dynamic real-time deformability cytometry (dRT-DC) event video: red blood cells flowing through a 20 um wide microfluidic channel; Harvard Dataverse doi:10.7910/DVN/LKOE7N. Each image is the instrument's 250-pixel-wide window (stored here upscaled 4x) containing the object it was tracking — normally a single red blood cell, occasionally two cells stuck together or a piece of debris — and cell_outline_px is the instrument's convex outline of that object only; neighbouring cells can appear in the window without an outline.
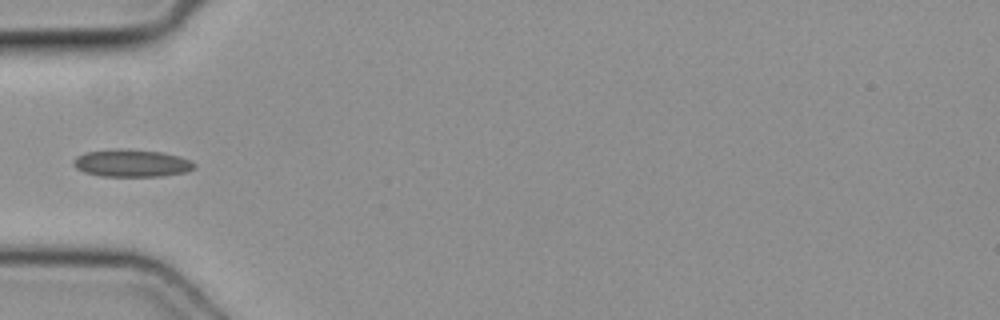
{"species": "common noctule bat (a hibernating species)", "species_latin": "Nyctalus noctula", "temperature_condition": "cold", "stored_images_in_passage": 3, "camera_frame_rate_fps": 3000, "um_per_image_px": 0.085, "animal": {"sex": "female", "body_mass_g": 19.3, "forearm_length_mm": 54.1}, "frame": {"image": 1, "passage_image": 1, "time_ms": 0.0, "image_size_px": [1000, 320], "cell_outline_px": [[196, 168], [188, 172], [164, 176], [100, 176], [84, 172], [76, 168], [72, 164], [72, 160], [76, 156], [88, 152], [120, 148], [160, 152], [180, 156], [192, 160], [196, 164]], "centroid_in_image_um": [11.23, 13.87], "position_along_channel_um": 73.8, "area_um2": 19.54}}